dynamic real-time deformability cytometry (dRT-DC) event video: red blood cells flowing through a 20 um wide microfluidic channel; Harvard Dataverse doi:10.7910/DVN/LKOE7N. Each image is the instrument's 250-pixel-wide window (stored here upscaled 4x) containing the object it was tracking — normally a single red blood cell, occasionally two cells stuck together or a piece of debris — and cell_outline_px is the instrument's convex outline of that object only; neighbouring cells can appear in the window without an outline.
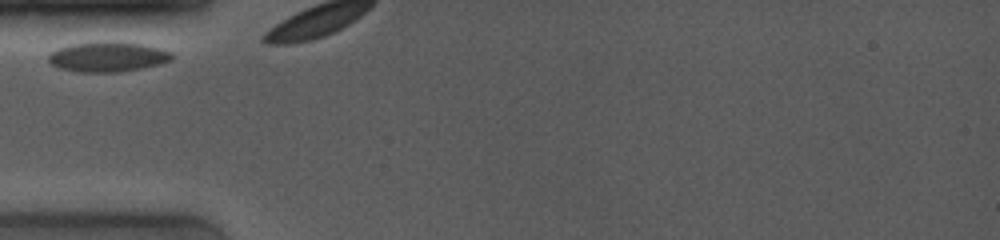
{"species": "common noctule bat (a hibernating species)", "species_latin": "Nyctalus noctula", "temperature_condition": "room temperature", "stored_images_in_passage": 3, "camera_frame_rate_fps": 4000, "um_per_image_px": 0.085, "animal": {"sex": "female", "body_mass_g": 19.0, "forearm_length_mm": 53.3}, "frame": {"image": 1, "passage_image": 1, "time_ms": 0.0, "image_size_px": [1000, 240], "cell_outline_px": [[172, 60], [160, 64], [120, 72], [80, 72], [60, 68], [52, 64], [48, 60], [48, 56], [52, 52], [60, 48], [72, 44], [104, 40], [112, 40], [140, 44], [172, 52]], "centroid_in_image_um": [9.16, 4.82], "position_along_channel_um": 75.8, "area_um2": 21.5}}